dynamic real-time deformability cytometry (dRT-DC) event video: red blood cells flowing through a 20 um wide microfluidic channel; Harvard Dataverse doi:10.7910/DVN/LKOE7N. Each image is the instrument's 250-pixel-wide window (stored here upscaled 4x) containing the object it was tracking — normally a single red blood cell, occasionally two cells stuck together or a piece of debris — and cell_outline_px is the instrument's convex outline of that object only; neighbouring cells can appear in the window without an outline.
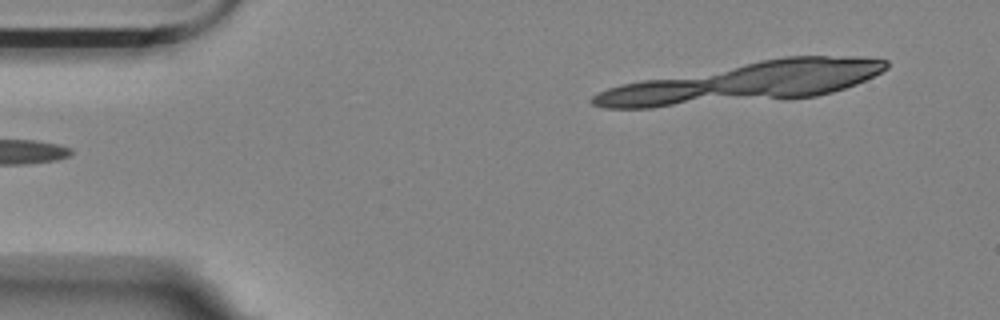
{"species": "Egyptian fruit bat (a non-hibernating species)", "species_latin": "Rousettus aegyptiacus", "temperature_condition": "room temperature", "stored_images_in_passage": 18, "camera_frame_rate_fps": 3000, "um_per_image_px": 0.085, "animal": {"sex": "female"}, "frame": {"image": 1, "passage_image": 4, "time_ms": 1.0, "image_size_px": [1000, 320], "cell_outline_px": [[712, 88], [692, 96], [680, 100], [664, 104], [604, 104], [596, 100], [608, 92], [616, 88], [632, 84], [708, 84]], "centroid_in_image_um": [55.41, 7.96], "position_along_channel_um": 29.6, "area_um2": 12.48}}
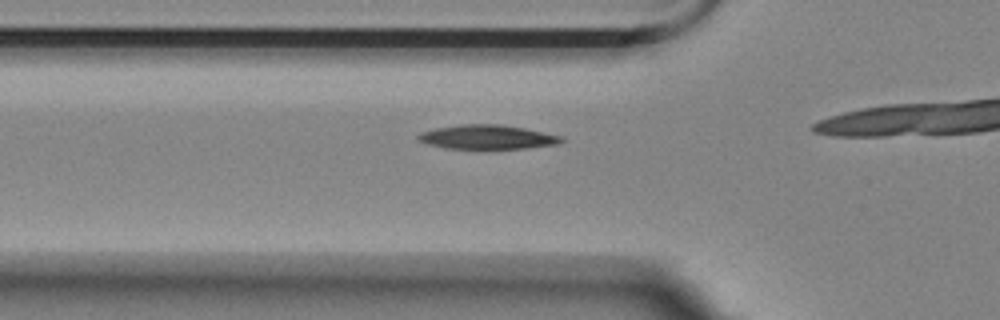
{"frame": {"image": 2, "passage_image": 13, "time_ms": 4.0, "image_size_px": [1000, 320], "cell_outline_px": [[556, 140], [536, 144], [504, 148], [472, 148], [448, 144], [428, 140], [428, 136], [440, 132], [460, 128], [508, 128], [548, 136]], "centroid_in_image_um": [41.54, 11.72], "position_along_channel_um": 84.3, "area_um2": 13.41}}
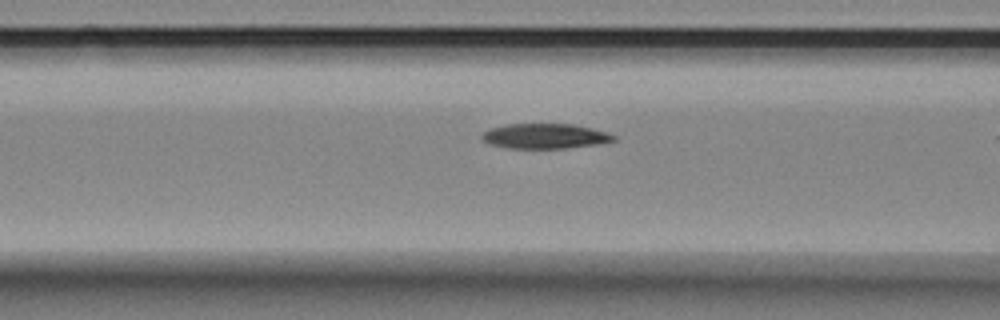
{"frame": {"image": 3, "passage_image": 16, "time_ms": 5.0, "image_size_px": [1000, 320], "cell_outline_px": [[608, 136], [604, 140], [576, 144], [508, 144], [496, 140], [488, 136], [496, 132], [516, 128], [576, 128]], "centroid_in_image_um": [46.47, 11.58], "position_along_channel_um": 120.1, "area_um2": 11.21}}